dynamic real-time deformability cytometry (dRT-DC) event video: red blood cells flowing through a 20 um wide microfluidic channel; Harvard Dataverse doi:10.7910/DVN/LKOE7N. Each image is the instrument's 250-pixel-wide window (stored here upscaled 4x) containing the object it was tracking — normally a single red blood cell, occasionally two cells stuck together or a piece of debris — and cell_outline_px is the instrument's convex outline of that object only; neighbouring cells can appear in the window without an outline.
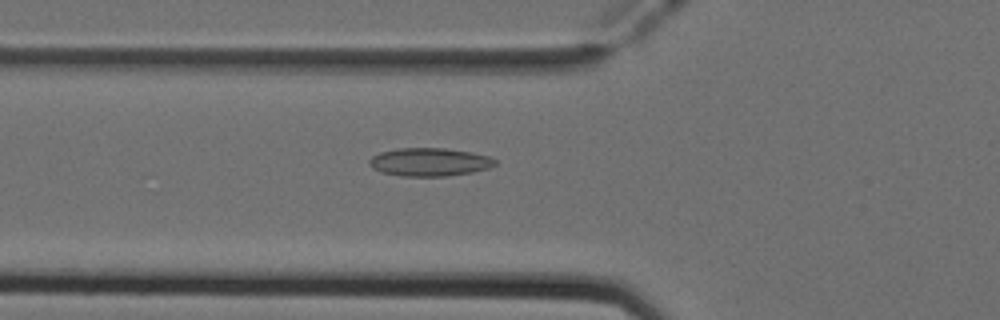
{"species": "Egyptian fruit bat (a non-hibernating species)", "species_latin": "Rousettus aegyptiacus", "temperature_condition": "cold", "stored_images_in_passage": 47, "camera_frame_rate_fps": 3000, "um_per_image_px": 0.085, "animal": {"sex": "female"}, "frame": {"image": 1, "passage_image": 14, "time_ms": 4.333, "image_size_px": [1000, 320], "cell_outline_px": [[496, 164], [488, 168], [472, 172], [448, 176], [400, 176], [380, 172], [372, 168], [368, 164], [368, 160], [372, 156], [380, 152], [396, 148], [444, 148], [472, 152], [488, 156], [496, 160]], "centroid_in_image_um": [36.47, 13.77], "position_along_channel_um": 89.3, "area_um2": 20.81}}
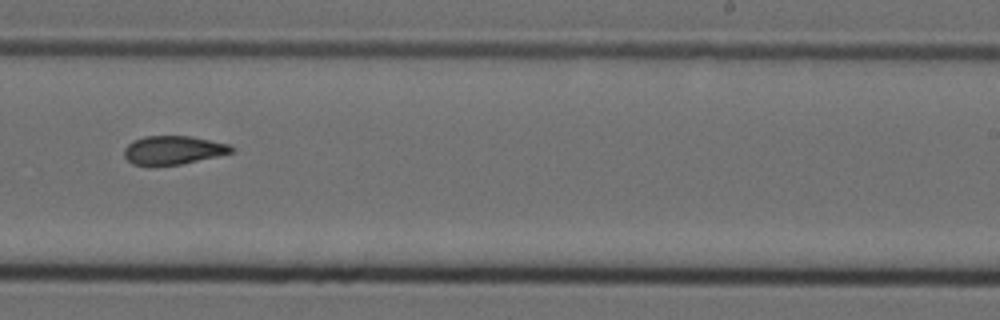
{"frame": {"image": 2, "passage_image": 28, "time_ms": 9.0, "image_size_px": [1000, 320], "cell_outline_px": [[236, 148], [232, 152], [216, 156], [180, 164], [152, 168], [148, 168], [132, 164], [124, 156], [124, 148], [132, 140], [144, 136], [188, 136], [232, 144]], "centroid_in_image_um": [14.67, 12.79], "position_along_channel_um": 274.3, "area_um2": 18.38}}
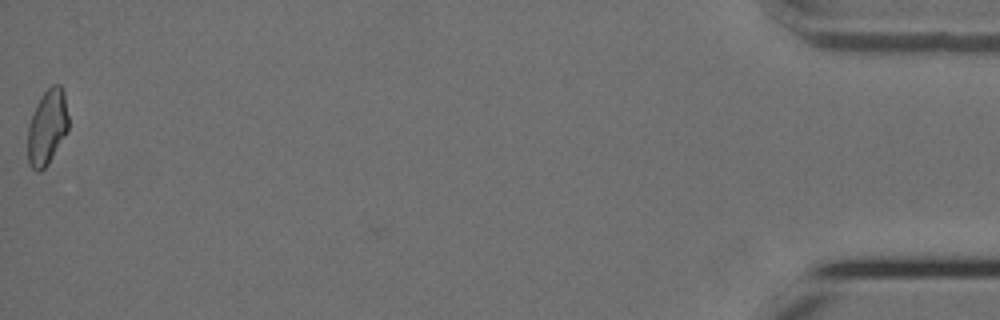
{"frame": {"image": 3, "passage_image": 47, "time_ms": 15.333, "image_size_px": [1000, 320], "cell_outline_px": [[68, 128], [64, 136], [48, 164], [40, 172], [36, 172], [28, 164], [28, 128], [36, 104], [44, 92], [52, 84], [60, 84], [64, 92], [68, 116]], "centroid_in_image_um": [4.01, 10.81], "position_along_channel_um": 431.2, "area_um2": 17.69}, "authors_computed_cell_mechanics": {"area_um2": 18.496, "velocity_mm_per_s": 3.9553, "shape_relaxation_time_tau1_ms": null, "shape_relaxation_time_tau2_ms": 5.4571, "deformation_change_tau1": null, "deformation_change_tau2": 0.1236}}